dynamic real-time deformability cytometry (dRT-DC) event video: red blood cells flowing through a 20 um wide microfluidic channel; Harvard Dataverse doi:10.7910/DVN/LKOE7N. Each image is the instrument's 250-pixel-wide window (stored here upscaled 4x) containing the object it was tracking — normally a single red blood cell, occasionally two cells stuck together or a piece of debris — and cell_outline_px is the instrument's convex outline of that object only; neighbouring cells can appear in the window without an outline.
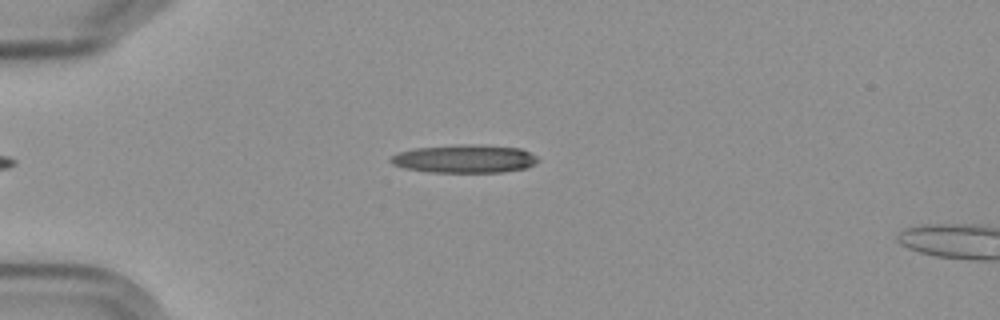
{"species": "Egyptian fruit bat (a non-hibernating species)", "species_latin": "Rousettus aegyptiacus", "temperature_condition": "cold", "stored_images_in_passage": 4, "camera_frame_rate_fps": 3000, "um_per_image_px": 0.085, "frame": {"image": 1, "passage_image": 3, "time_ms": 2.333, "image_size_px": [1000, 320], "cell_outline_px": [[540, 160], [528, 168], [500, 172], [432, 172], [404, 168], [392, 164], [388, 160], [392, 156], [400, 152], [416, 148], [460, 144], [480, 144], [520, 148], [536, 156]], "centroid_in_image_um": [39.51, 13.49], "position_along_channel_um": 45.5, "area_um2": 24.22}}